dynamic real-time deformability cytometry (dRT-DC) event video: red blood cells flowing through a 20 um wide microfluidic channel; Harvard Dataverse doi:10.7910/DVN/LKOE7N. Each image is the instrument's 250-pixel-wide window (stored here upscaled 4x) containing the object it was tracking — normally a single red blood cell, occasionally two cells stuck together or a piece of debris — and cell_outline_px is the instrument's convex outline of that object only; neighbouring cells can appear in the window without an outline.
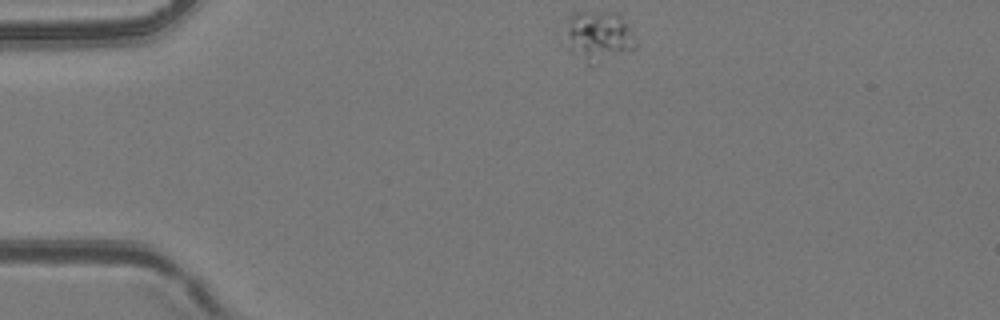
{"species": "common noctule bat (a hibernating species)", "species_latin": "Nyctalus noctula", "temperature_condition": "room temperature", "stored_images_in_passage": 40, "camera_frame_rate_fps": 3000, "um_per_image_px": 0.085, "animal": {"sex": "female", "body_mass_g": 24.6, "forearm_length_mm": 56.2}, "frame": {"image": 1, "passage_image": 1, "time_ms": 0.0, "image_size_px": [1000, 320], "cell_outline_px": [[636, 48], [592, 68], [568, 48], [564, 20], [572, 12], [620, 12], [628, 24], [632, 32], [636, 44]], "centroid_in_image_um": [50.87, 3.08], "position_along_channel_um": 34.1, "area_um2": 21.44}}
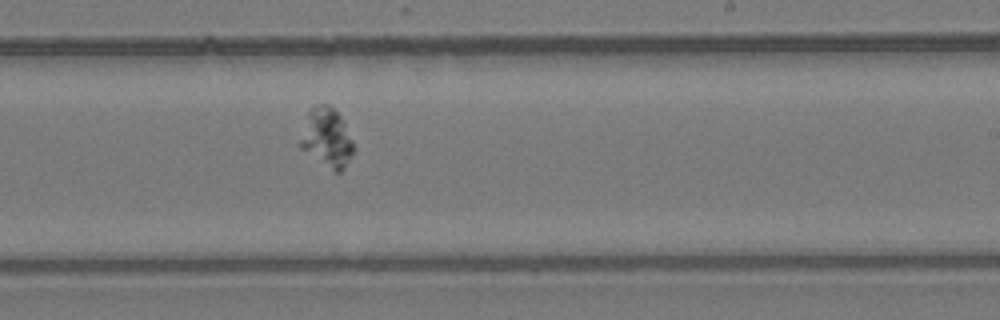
{"frame": {"image": 2, "passage_image": 21, "time_ms": 6.667, "image_size_px": [1000, 320], "cell_outline_px": [[356, 152], [344, 168], [340, 172], [336, 172], [300, 148], [300, 140], [308, 112], [316, 104], [328, 104], [340, 116], [356, 148]], "centroid_in_image_um": [27.82, 11.72], "position_along_channel_um": 261.2, "area_um2": 18.03}}
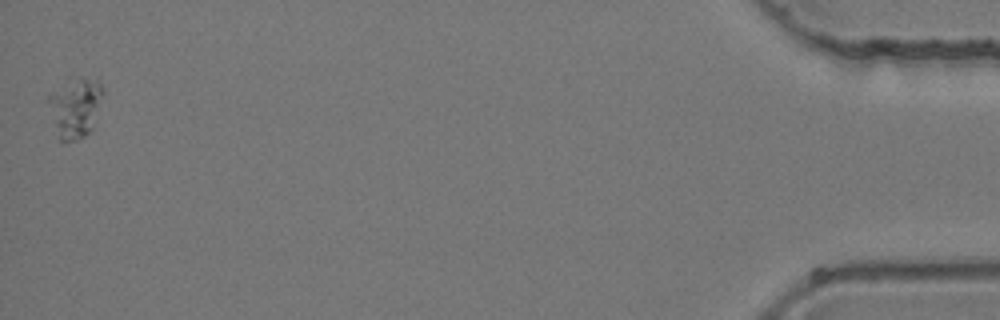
{"frame": {"image": 3, "passage_image": 40, "time_ms": 13.0, "image_size_px": [1000, 320], "cell_outline_px": [[104, 92], [92, 128], [84, 136], [72, 140], [60, 140], [48, 100], [48, 92], [84, 76], [100, 84]], "centroid_in_image_um": [6.41, 9.12], "position_along_channel_um": 428.8, "area_um2": 18.03}}